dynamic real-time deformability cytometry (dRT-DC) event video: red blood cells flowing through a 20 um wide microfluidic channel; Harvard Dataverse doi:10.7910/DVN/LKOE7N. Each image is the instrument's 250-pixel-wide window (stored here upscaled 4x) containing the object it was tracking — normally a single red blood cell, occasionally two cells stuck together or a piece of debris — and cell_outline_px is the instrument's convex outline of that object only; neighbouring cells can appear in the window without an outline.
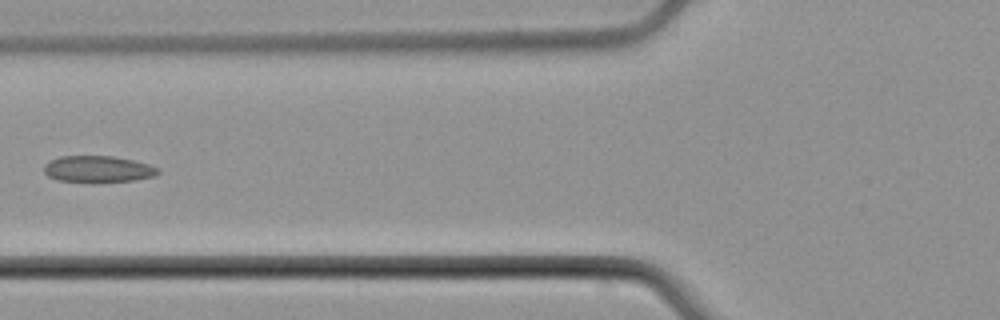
{"species": "common noctule bat (a hibernating species)", "species_latin": "Nyctalus noctula", "temperature_condition": "cold", "stored_images_in_passage": 5, "camera_frame_rate_fps": 3000, "um_per_image_px": 0.085, "animal": {"sex": "male", "body_mass_g": 21.5, "forearm_length_mm": 52.0}, "frame": {"image": 1, "passage_image": 5, "time_ms": 6.0, "image_size_px": [1000, 320], "cell_outline_px": [[160, 172], [156, 176], [136, 180], [60, 180], [48, 176], [44, 172], [44, 164], [60, 156], [112, 156], [132, 160], [148, 164], [160, 168]], "centroid_in_image_um": [8.37, 14.34], "position_along_channel_um": 117.4, "area_um2": 16.99}}